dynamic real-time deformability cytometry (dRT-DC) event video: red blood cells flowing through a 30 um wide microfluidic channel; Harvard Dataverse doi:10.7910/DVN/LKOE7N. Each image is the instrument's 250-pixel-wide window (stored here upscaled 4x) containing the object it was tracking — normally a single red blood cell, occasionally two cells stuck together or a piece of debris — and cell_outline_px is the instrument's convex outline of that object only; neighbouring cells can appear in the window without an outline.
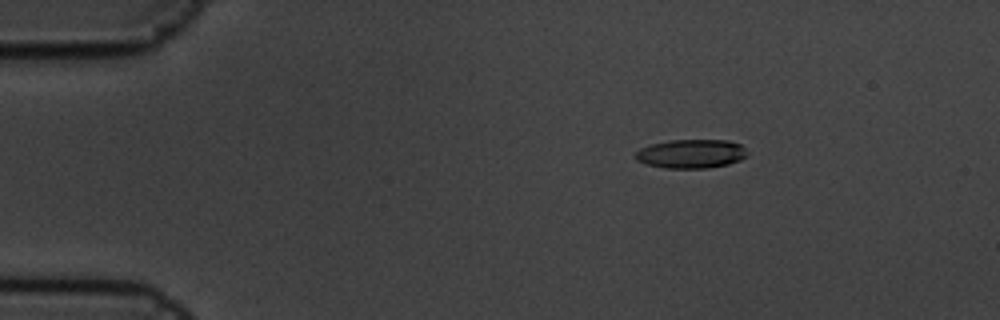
{"species": "common noctule bat (a hibernating species)", "species_latin": "Nyctalus noctula", "temperature_condition": "cold", "stored_images_in_passage": 9, "camera_frame_rate_fps": 3000, "um_per_image_px": 0.085, "animal": {"sex": "male", "body_mass_g": 19.5, "forearm_length_mm": 54.6}, "frame": {"image": 1, "passage_image": 1, "time_ms": 0.0, "image_size_px": [1000, 320], "cell_outline_px": [[748, 156], [740, 160], [728, 164], [708, 168], [664, 168], [648, 164], [636, 160], [636, 152], [640, 148], [652, 144], [668, 140], [728, 140], [740, 144], [748, 152]], "centroid_in_image_um": [58.78, 13.07], "position_along_channel_um": 26.2, "area_um2": 18.84}}
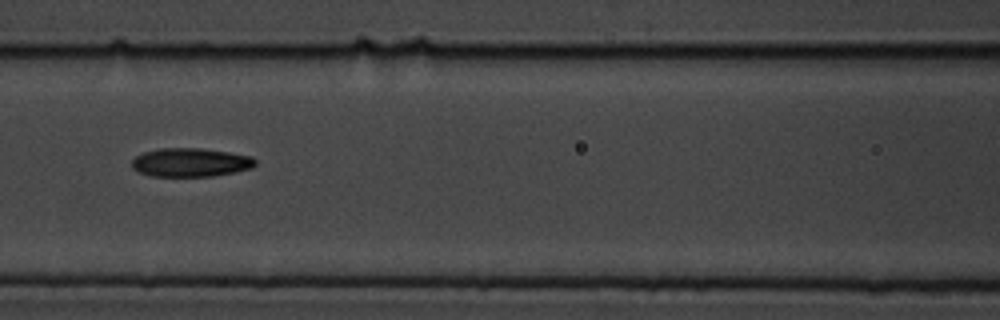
{"frame": {"image": 2, "passage_image": 6, "time_ms": 1.667, "image_size_px": [1000, 320], "cell_outline_px": [[256, 164], [252, 168], [236, 172], [212, 176], [152, 176], [140, 172], [132, 168], [132, 160], [136, 156], [144, 152], [160, 148], [200, 148], [228, 152], [252, 156], [256, 160]], "centroid_in_image_um": [16.22, 13.8], "position_along_channel_um": 150.4, "area_um2": 20.63}}
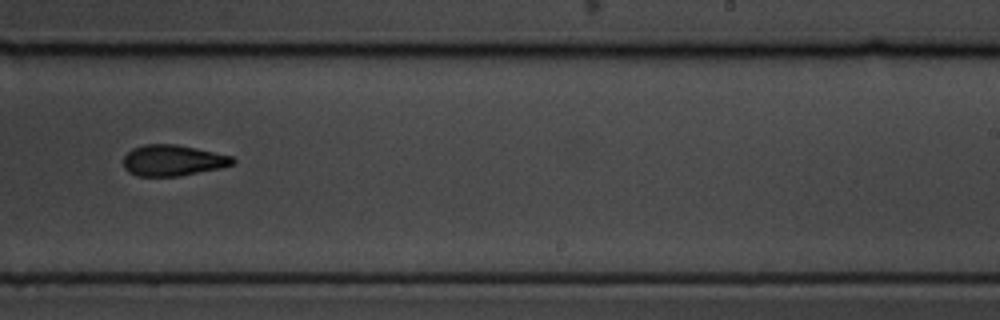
{"frame": {"image": 3, "passage_image": 9, "time_ms": 2.667, "image_size_px": [1000, 320], "cell_outline_px": [[236, 160], [232, 164], [220, 168], [180, 176], [136, 176], [128, 172], [124, 168], [124, 156], [132, 148], [144, 144], [176, 144], [196, 148], [232, 156]], "centroid_in_image_um": [14.67, 13.63], "position_along_channel_um": 274.3, "area_um2": 19.77}}